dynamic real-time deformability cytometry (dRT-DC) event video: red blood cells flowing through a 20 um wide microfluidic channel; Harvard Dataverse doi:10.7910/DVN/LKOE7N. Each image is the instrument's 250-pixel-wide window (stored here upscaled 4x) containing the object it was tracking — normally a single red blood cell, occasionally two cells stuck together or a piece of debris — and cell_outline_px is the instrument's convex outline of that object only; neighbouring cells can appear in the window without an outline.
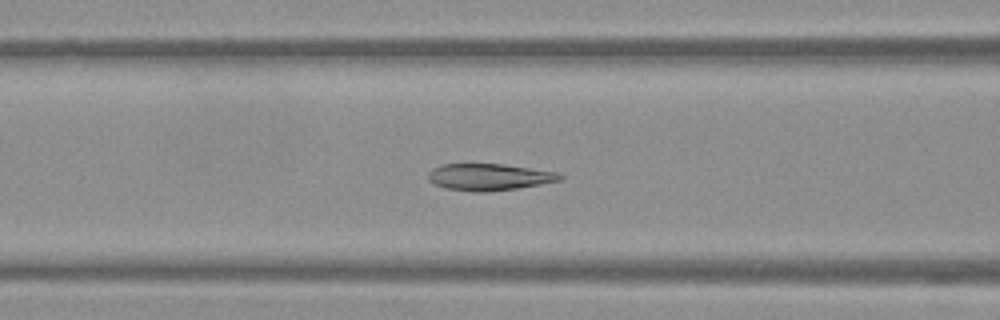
{"species": "Egyptian fruit bat (a non-hibernating species)", "species_latin": "Rousettus aegyptiacus", "temperature_condition": "warm", "stored_images_in_passage": 52, "camera_frame_rate_fps": 3000, "um_per_image_px": 0.085, "frame": {"image": 1, "passage_image": 21, "time_ms": 6.667, "image_size_px": [1000, 320], "cell_outline_px": [[564, 176], [560, 180], [540, 184], [516, 188], [488, 192], [472, 192], [444, 188], [432, 184], [428, 180], [428, 172], [432, 168], [440, 164], [504, 164], [556, 172]], "centroid_in_image_um": [41.5, 15.05], "position_along_channel_um": 125.1, "area_um2": 20.63}}
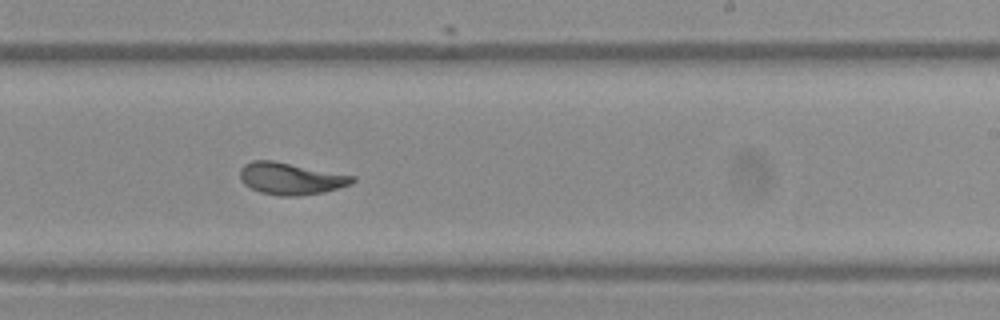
{"frame": {"image": 2, "passage_image": 32, "time_ms": 10.333, "image_size_px": [1000, 320], "cell_outline_px": [[356, 180], [352, 184], [324, 192], [300, 196], [280, 196], [260, 192], [244, 184], [240, 180], [240, 168], [244, 164], [252, 160], [272, 160], [356, 176]], "centroid_in_image_um": [24.72, 15.18], "position_along_channel_um": 264.3, "area_um2": 21.04}}
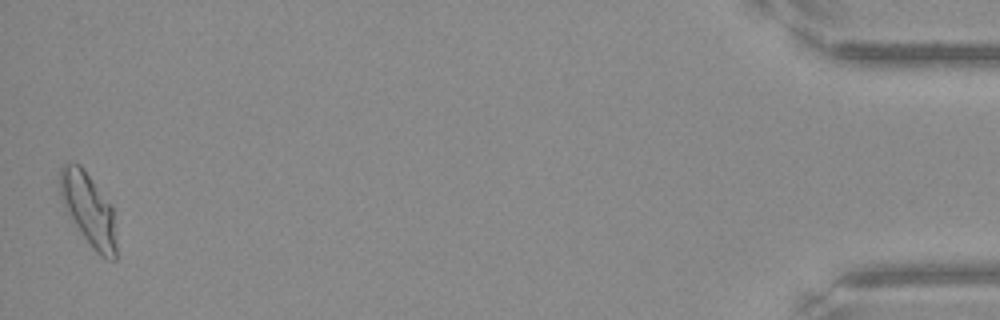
{"frame": {"image": 3, "passage_image": 52, "time_ms": 17.0, "image_size_px": [1000, 320], "cell_outline_px": [[116, 260], [108, 260], [100, 256], [92, 248], [64, 208], [60, 196], [60, 168], [64, 164], [80, 164], [112, 204], [116, 240]], "centroid_in_image_um": [7.55, 17.81], "position_along_channel_um": 427.7, "area_um2": 23.76}, "authors_computed_cell_mechanics": {"area_um2": 21.2126, "velocity_mm_per_s": 3.7953, "shape_relaxation_time_tau1_ms": 3.2184, "shape_relaxation_time_tau2_ms": 1.0661, "deformation_change_tau1": 0.1783, "deformation_change_tau2": 0.0801}}